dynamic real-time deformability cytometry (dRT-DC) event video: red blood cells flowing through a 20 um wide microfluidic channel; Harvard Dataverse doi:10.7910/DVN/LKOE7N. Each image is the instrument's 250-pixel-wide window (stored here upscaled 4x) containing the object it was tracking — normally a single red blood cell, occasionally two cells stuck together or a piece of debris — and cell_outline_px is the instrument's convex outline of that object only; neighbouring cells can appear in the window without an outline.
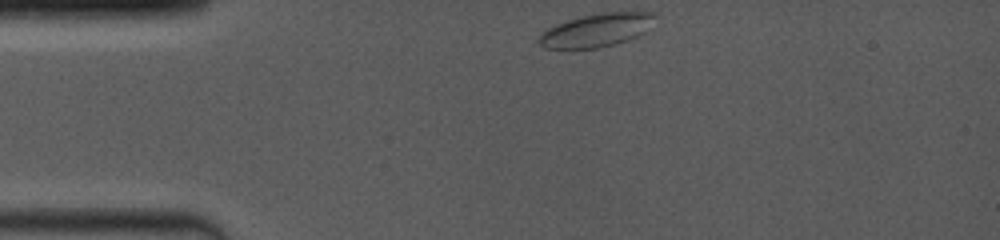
{"species": "common noctule bat (a hibernating species)", "species_latin": "Nyctalus noctula", "temperature_condition": "room temperature", "stored_images_in_passage": 9, "camera_frame_rate_fps": 4000, "um_per_image_px": 0.085, "animal": {"sex": "female", "body_mass_g": 19.0, "forearm_length_mm": 53.3}, "frame": {"image": 1, "passage_image": 1, "time_ms": 0.0, "image_size_px": [1000, 240], "cell_outline_px": [[656, 16], [644, 32], [640, 36], [616, 44], [600, 48], [544, 48], [536, 40], [548, 28], [568, 20], [584, 16], [604, 12], [656, 12]], "centroid_in_image_um": [50.73, 2.57], "position_along_channel_um": 34.3, "area_um2": 22.25}}
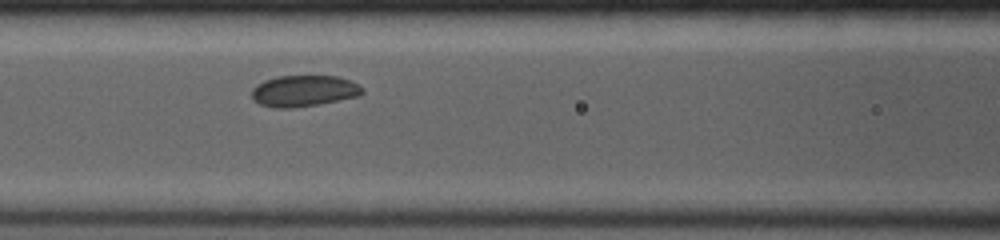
{"frame": {"image": 2, "passage_image": 7, "time_ms": 3.75, "image_size_px": [1000, 240], "cell_outline_px": [[364, 92], [360, 96], [320, 104], [292, 108], [272, 108], [260, 104], [252, 100], [252, 88], [256, 84], [264, 80], [276, 76], [336, 76], [348, 80], [364, 88]], "centroid_in_image_um": [25.8, 7.74], "position_along_channel_um": 140.8, "area_um2": 20.35}}
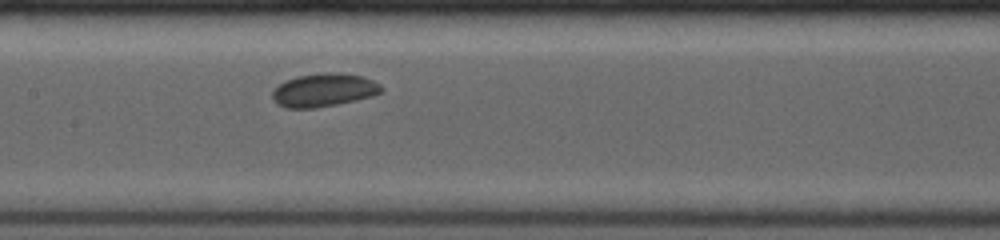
{"frame": {"image": 3, "passage_image": 9, "time_ms": 4.75, "image_size_px": [1000, 240], "cell_outline_px": [[384, 88], [380, 92], [372, 96], [356, 100], [316, 108], [284, 108], [276, 104], [272, 100], [272, 92], [280, 84], [296, 76], [324, 72], [340, 72], [364, 76], [380, 84]], "centroid_in_image_um": [27.52, 7.65], "position_along_channel_um": 179.9, "area_um2": 21.27}}